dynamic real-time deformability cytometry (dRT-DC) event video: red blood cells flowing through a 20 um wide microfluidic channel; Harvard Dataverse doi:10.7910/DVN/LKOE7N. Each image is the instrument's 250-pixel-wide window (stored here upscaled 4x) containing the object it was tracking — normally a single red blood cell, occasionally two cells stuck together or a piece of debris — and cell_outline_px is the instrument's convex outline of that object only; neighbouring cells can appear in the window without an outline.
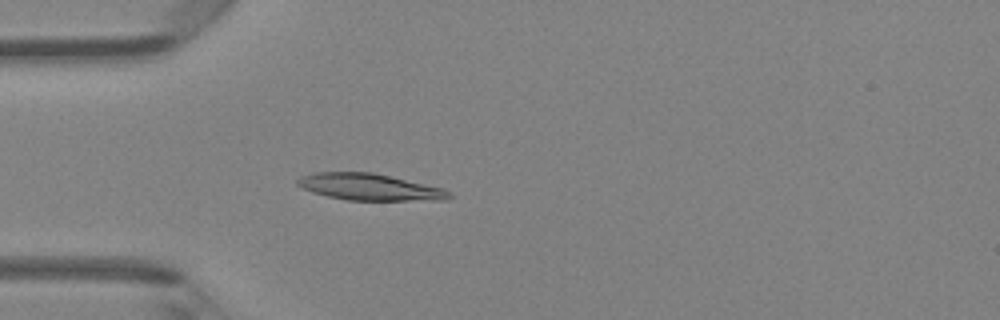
{"species": "Egyptian fruit bat (a non-hibernating species)", "species_latin": "Rousettus aegyptiacus", "temperature_condition": "room temperature", "stored_images_in_passage": 46, "camera_frame_rate_fps": 3000, "um_per_image_px": 0.085, "animal": {"sex": "female"}, "frame": {"image": 1, "passage_image": 13, "time_ms": 4.0, "image_size_px": [1000, 320], "cell_outline_px": [[452, 196], [448, 200], [348, 200], [328, 196], [312, 192], [296, 184], [296, 180], [300, 176], [312, 172], [372, 172], [444, 188]], "centroid_in_image_um": [31.4, 15.89], "position_along_channel_um": 53.6, "area_um2": 23.47}}
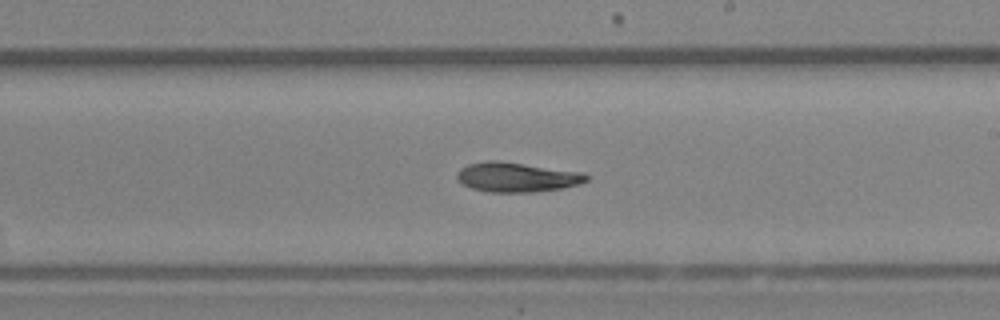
{"frame": {"image": 2, "passage_image": 27, "time_ms": 8.667, "image_size_px": [1000, 320], "cell_outline_px": [[588, 180], [580, 184], [560, 188], [536, 192], [488, 192], [472, 188], [460, 184], [456, 180], [456, 172], [460, 168], [468, 164], [488, 160], [496, 160], [584, 172], [588, 176]], "centroid_in_image_um": [43.88, 15.06], "position_along_channel_um": 245.1, "area_um2": 22.54}}
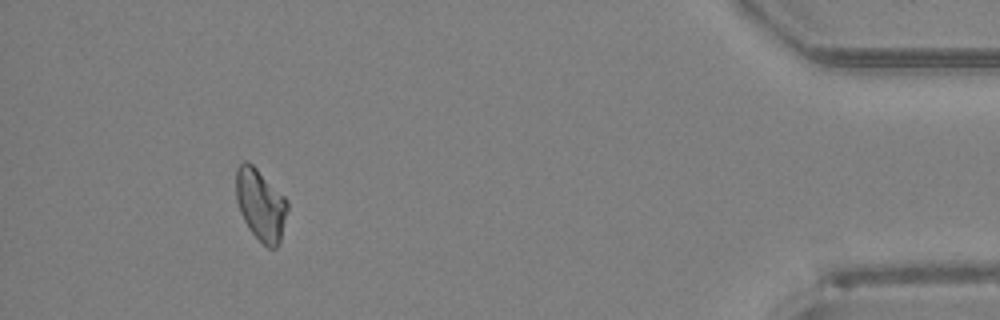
{"frame": {"image": 3, "passage_image": 43, "time_ms": 14.0, "image_size_px": [1000, 320], "cell_outline_px": [[288, 208], [280, 240], [276, 248], [268, 248], [248, 228], [240, 212], [236, 200], [236, 168], [244, 160], [248, 160], [288, 200]], "centroid_in_image_um": [22.14, 17.38], "position_along_channel_um": 413.1, "area_um2": 21.27}, "authors_computed_cell_mechanics": {"area_um2": 22.4842, "velocity_mm_per_s": 4.2913, "shape_relaxation_time_tau1_ms": 5.2742, "shape_relaxation_time_tau2_ms": null, "deformation_change_tau1": 0.1411, "deformation_change_tau2": null}}